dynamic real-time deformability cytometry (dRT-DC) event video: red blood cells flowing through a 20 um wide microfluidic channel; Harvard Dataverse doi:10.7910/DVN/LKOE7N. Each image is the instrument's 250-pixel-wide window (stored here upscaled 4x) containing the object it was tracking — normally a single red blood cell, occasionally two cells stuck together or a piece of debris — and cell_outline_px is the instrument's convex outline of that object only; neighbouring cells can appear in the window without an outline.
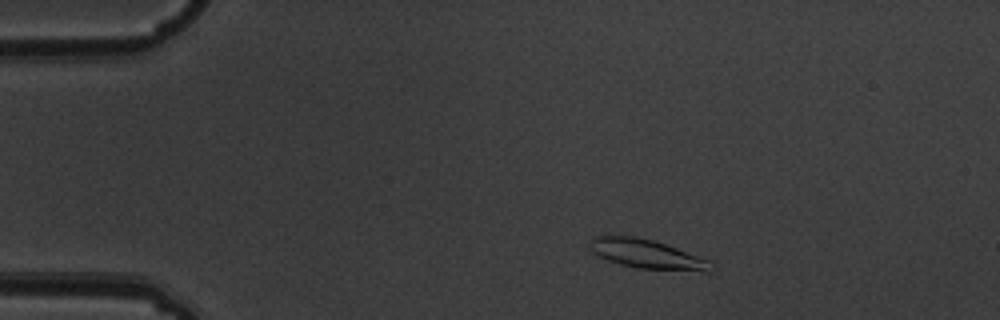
{"species": "common noctule bat (a hibernating species)", "species_latin": "Nyctalus noctula", "temperature_condition": "warm", "stored_images_in_passage": 5, "camera_frame_rate_fps": 3000, "um_per_image_px": 0.085, "animal": {"sex": "male", "body_mass_g": 19.5, "forearm_length_mm": 54.6}, "frame": {"image": 1, "passage_image": 2, "time_ms": 0.333, "image_size_px": [1000, 320], "cell_outline_px": [[708, 272], [640, 268], [620, 264], [608, 260], [592, 252], [588, 248], [592, 236], [636, 236], [652, 240], [676, 248], [708, 260]], "centroid_in_image_um": [54.88, 21.58], "position_along_channel_um": 30.1, "area_um2": 20.06}}
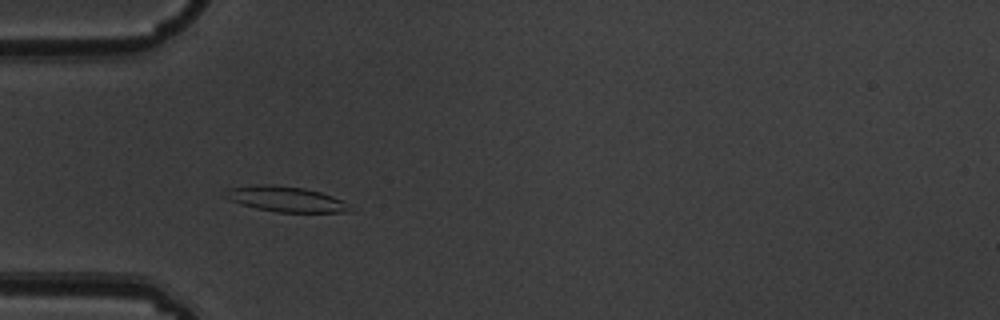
{"frame": {"image": 2, "passage_image": 4, "time_ms": 1.0, "image_size_px": [1000, 320], "cell_outline_px": [[352, 212], [276, 212], [256, 208], [220, 196], [220, 192], [228, 188], [252, 184], [272, 184], [304, 188], [320, 192], [344, 200], [348, 204]], "centroid_in_image_um": [24.24, 16.9], "position_along_channel_um": 60.8, "area_um2": 18.67}}